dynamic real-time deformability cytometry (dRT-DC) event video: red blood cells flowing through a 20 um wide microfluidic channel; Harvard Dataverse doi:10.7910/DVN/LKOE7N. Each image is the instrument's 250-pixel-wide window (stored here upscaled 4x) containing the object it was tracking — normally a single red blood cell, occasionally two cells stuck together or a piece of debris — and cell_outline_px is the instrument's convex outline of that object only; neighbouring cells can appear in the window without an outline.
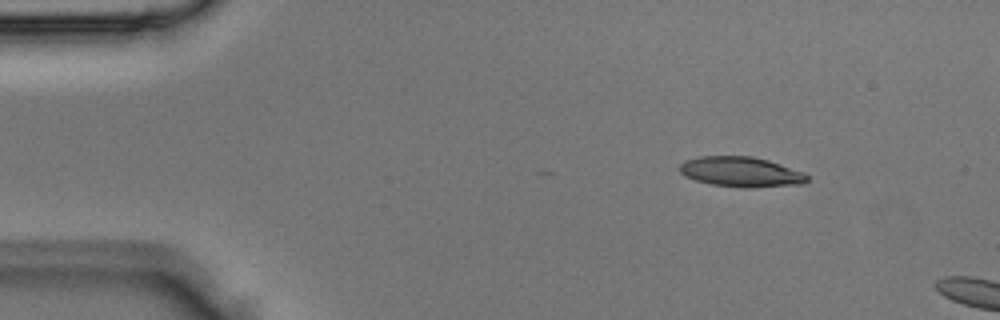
{"species": "Egyptian fruit bat (a non-hibernating species)", "species_latin": "Rousettus aegyptiacus", "temperature_condition": "room temperature", "stored_images_in_passage": 2, "camera_frame_rate_fps": 3000, "um_per_image_px": 0.085, "animal": {"sex": "male"}, "frame": {"image": 1, "passage_image": 1, "time_ms": 0.0, "image_size_px": [1000, 320], "cell_outline_px": [[808, 180], [804, 184], [752, 188], [744, 188], [712, 184], [696, 180], [684, 176], [676, 168], [684, 160], [700, 156], [752, 156], [768, 160], [804, 172], [808, 176]], "centroid_in_image_um": [62.97, 14.61], "position_along_channel_um": 22.0, "area_um2": 22.6}}